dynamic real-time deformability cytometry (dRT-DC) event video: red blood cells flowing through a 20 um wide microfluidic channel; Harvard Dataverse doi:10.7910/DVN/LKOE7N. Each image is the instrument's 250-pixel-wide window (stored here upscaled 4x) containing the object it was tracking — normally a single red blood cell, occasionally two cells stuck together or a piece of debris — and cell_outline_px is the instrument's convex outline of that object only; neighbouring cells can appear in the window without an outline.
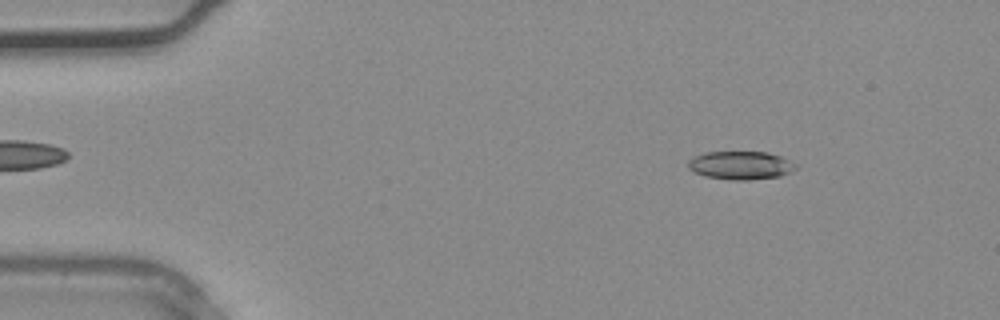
{"species": "common noctule bat (a hibernating species)", "species_latin": "Nyctalus noctula", "temperature_condition": "warm", "stored_images_in_passage": 36, "camera_frame_rate_fps": 3000, "um_per_image_px": 0.085, "animal": {"sex": "male", "body_mass_g": 20.4}, "frame": {"image": 1, "passage_image": 4, "time_ms": 1.0, "image_size_px": [1000, 320], "cell_outline_px": [[796, 168], [780, 176], [748, 180], [728, 180], [704, 176], [692, 172], [688, 168], [688, 160], [696, 156], [708, 152], [768, 152], [780, 156], [796, 164]], "centroid_in_image_um": [62.91, 14.06], "position_along_channel_um": 22.1, "area_um2": 17.69}}
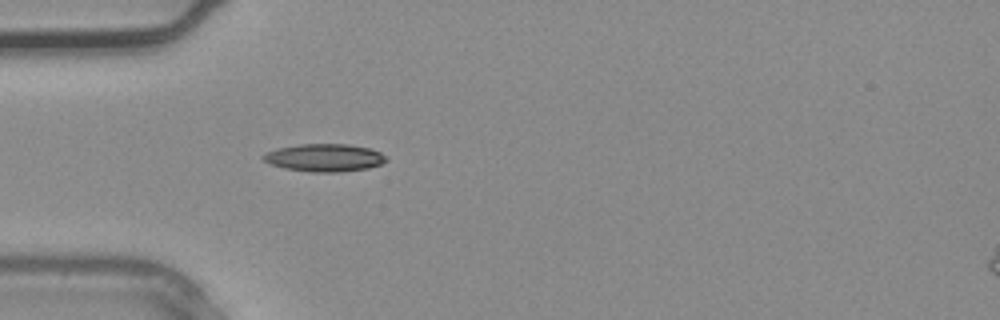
{"frame": {"image": 2, "passage_image": 10, "time_ms": 3.0, "image_size_px": [1000, 320], "cell_outline_px": [[388, 160], [380, 164], [368, 168], [340, 172], [312, 172], [284, 168], [272, 164], [264, 160], [260, 156], [276, 148], [300, 144], [348, 144], [368, 148], [380, 152]], "centroid_in_image_um": [27.57, 13.4], "position_along_channel_um": 57.4, "area_um2": 19.71}}
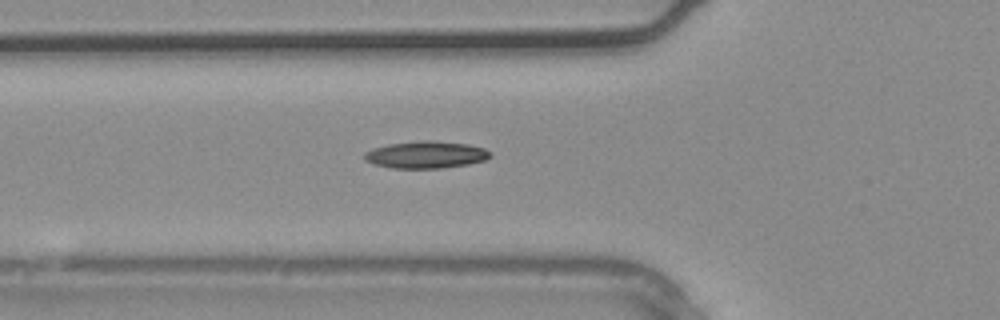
{"frame": {"image": 3, "passage_image": 12, "time_ms": 3.667, "image_size_px": [1000, 320], "cell_outline_px": [[492, 156], [484, 160], [468, 164], [440, 168], [392, 168], [376, 164], [364, 160], [364, 152], [372, 148], [388, 144], [420, 140], [436, 140], [468, 144], [484, 148], [492, 152]], "centroid_in_image_um": [36.21, 13.14], "position_along_channel_um": 89.6, "area_um2": 20.0}}